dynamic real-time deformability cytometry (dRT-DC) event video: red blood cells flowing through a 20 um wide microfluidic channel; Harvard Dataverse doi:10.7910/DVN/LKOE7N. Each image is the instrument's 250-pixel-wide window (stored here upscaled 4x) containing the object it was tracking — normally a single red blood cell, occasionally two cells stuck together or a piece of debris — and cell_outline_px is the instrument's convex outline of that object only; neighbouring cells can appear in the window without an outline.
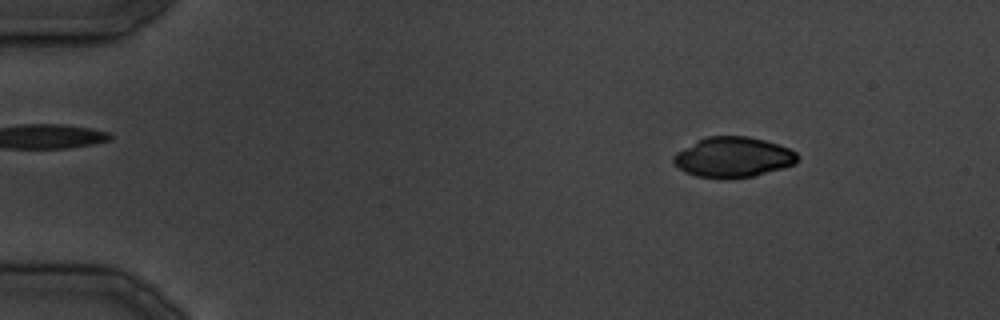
{"species": "common noctule bat (a hibernating species)", "species_latin": "Nyctalus noctula", "temperature_condition": "cold", "stored_images_in_passage": 21, "camera_frame_rate_fps": 3000, "um_per_image_px": 0.085, "animal": {"sex": "male", "body_mass_g": 19.5, "forearm_length_mm": 54.6}, "frame": {"image": 1, "passage_image": 4, "time_ms": 3.333, "image_size_px": [1000, 320], "cell_outline_px": [[800, 160], [796, 164], [784, 168], [752, 176], [728, 180], [724, 180], [696, 176], [684, 172], [672, 164], [672, 156], [676, 152], [708, 136], [748, 136], [764, 140], [788, 148], [796, 152], [800, 156]], "centroid_in_image_um": [62.31, 13.39], "position_along_channel_um": 22.7, "area_um2": 29.48}}